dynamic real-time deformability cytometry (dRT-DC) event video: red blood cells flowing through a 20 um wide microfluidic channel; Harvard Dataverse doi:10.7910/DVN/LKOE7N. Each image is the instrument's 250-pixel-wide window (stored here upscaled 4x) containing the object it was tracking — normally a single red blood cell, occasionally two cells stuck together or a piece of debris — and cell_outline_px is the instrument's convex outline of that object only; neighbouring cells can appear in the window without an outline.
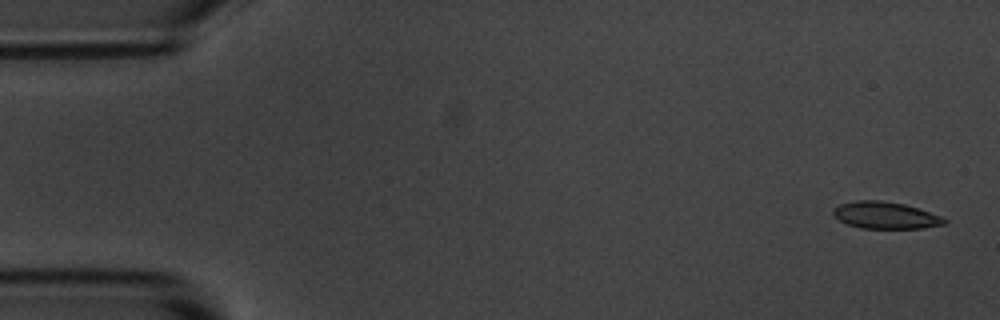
{"species": "common noctule bat (a hibernating species)", "species_latin": "Nyctalus noctula", "temperature_condition": "room temperature", "stored_images_in_passage": 5, "camera_frame_rate_fps": 3000, "um_per_image_px": 0.085, "animal": {"sex": "male", "body_mass_g": 20.1, "forearm_length_mm": 53.5}, "frame": {"image": 1, "passage_image": 1, "time_ms": 0.0, "image_size_px": [1000, 320], "cell_outline_px": [[948, 220], [944, 224], [924, 228], [860, 228], [848, 224], [840, 220], [832, 212], [832, 208], [840, 204], [856, 200], [880, 200], [904, 204], [940, 216]], "centroid_in_image_um": [75.23, 18.29], "position_along_channel_um": 9.8, "area_um2": 17.22}}
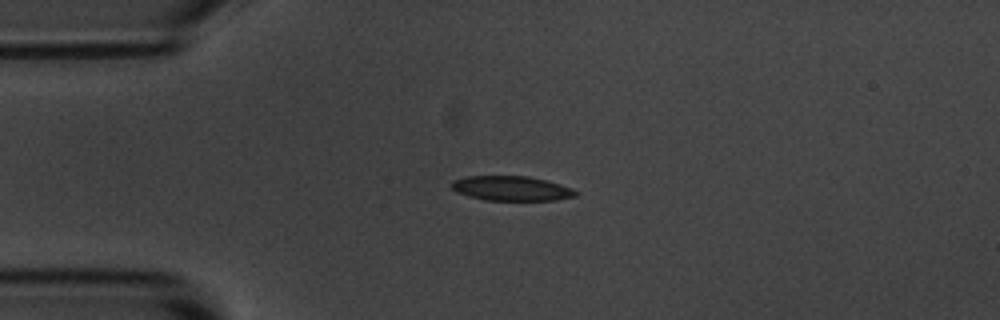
{"frame": {"image": 2, "passage_image": 4, "time_ms": 3.667, "image_size_px": [1000, 320], "cell_outline_px": [[580, 192], [576, 196], [556, 200], [488, 200], [468, 196], [456, 192], [452, 188], [452, 180], [468, 176], [528, 176], [548, 180], [572, 188]], "centroid_in_image_um": [43.51, 16.01], "position_along_channel_um": 41.5, "area_um2": 17.92}}